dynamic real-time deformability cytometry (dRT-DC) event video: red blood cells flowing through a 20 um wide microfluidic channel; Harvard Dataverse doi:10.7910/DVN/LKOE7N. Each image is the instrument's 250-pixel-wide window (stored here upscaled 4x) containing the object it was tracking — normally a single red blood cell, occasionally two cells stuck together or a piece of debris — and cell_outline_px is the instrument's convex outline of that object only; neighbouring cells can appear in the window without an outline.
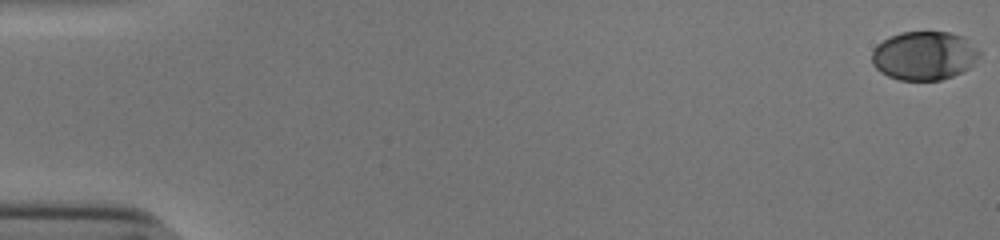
{"species": "human", "species_latin": "Homo sapiens", "temperature_condition": "cold", "stored_images_in_passage": 48, "camera_frame_rate_fps": 3000, "um_per_image_px": 0.085, "donor": {"sex": "male"}, "frame": {"image": 1, "passage_image": 1, "time_ms": 0.0, "image_size_px": [1000, 240], "cell_outline_px": [[980, 56], [964, 72], [940, 80], [900, 80], [888, 76], [880, 72], [872, 64], [872, 52], [876, 44], [900, 32], [948, 32], [964, 36], [980, 52]], "centroid_in_image_um": [78.55, 4.73], "position_along_channel_um": 6.5, "area_um2": 30.58}}
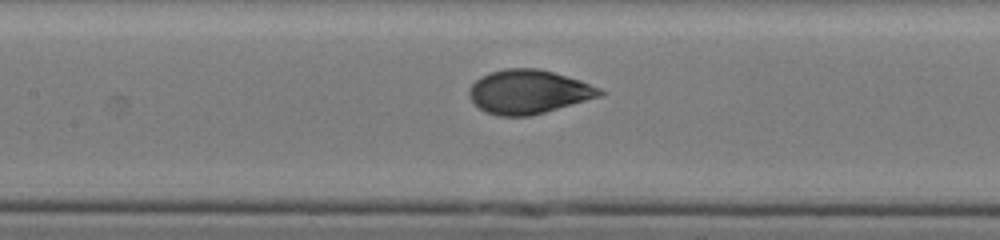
{"frame": {"image": 2, "passage_image": 27, "time_ms": 8.667, "image_size_px": [1000, 240], "cell_outline_px": [[604, 96], [544, 112], [528, 116], [496, 116], [484, 112], [468, 96], [468, 88], [480, 76], [488, 72], [504, 68], [540, 68], [580, 80], [600, 88], [604, 92]], "centroid_in_image_um": [44.91, 7.8], "position_along_channel_um": 162.5, "area_um2": 33.7}}
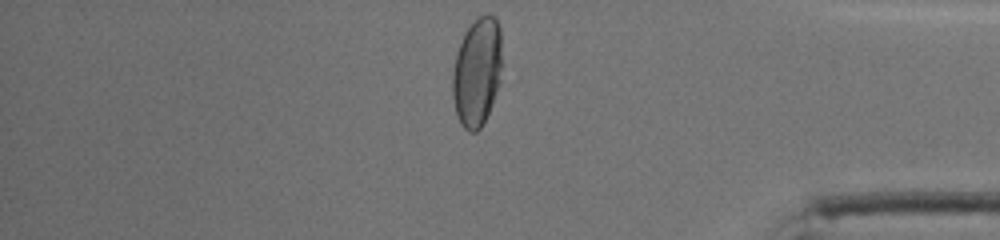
{"frame": {"image": 3, "passage_image": 47, "time_ms": 15.333, "image_size_px": [1000, 240], "cell_outline_px": [[500, 80], [492, 104], [480, 128], [476, 132], [468, 132], [460, 124], [456, 116], [452, 96], [452, 72], [456, 52], [464, 32], [480, 16], [488, 12], [496, 20], [500, 28]], "centroid_in_image_um": [40.51, 6.14], "position_along_channel_um": 394.7, "area_um2": 31.27}, "authors_computed_cell_mechanics": {"area_um2": 32.6859, "velocity_mm_per_s": 3.8378, "shape_relaxation_time_tau1_ms": 3.74, "shape_relaxation_time_tau2_ms": null, "deformation_change_tau1": 0.1766, "deformation_change_tau2": null}}